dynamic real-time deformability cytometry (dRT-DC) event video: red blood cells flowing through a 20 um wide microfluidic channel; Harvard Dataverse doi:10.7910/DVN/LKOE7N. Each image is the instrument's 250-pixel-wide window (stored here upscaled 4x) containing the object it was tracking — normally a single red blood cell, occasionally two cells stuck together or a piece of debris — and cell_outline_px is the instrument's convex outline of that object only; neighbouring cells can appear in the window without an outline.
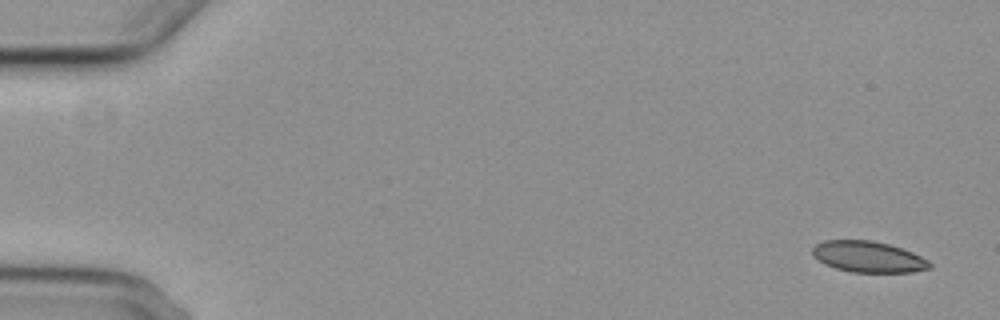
{"species": "common noctule bat (a hibernating species)", "species_latin": "Nyctalus noctula", "temperature_condition": "cold", "stored_images_in_passage": 5, "camera_frame_rate_fps": 3000, "um_per_image_px": 0.085, "animal": {"sex": "female", "body_mass_g": 29.2, "forearm_length_mm": 56.3}, "frame": {"image": 1, "passage_image": 1, "time_ms": 0.0, "image_size_px": [1000, 320], "cell_outline_px": [[932, 268], [912, 272], [852, 272], [836, 268], [824, 264], [812, 256], [812, 248], [816, 244], [824, 240], [872, 240], [888, 244], [912, 252], [928, 260], [932, 264]], "centroid_in_image_um": [73.78, 21.83], "position_along_channel_um": 11.2, "area_um2": 21.27}}
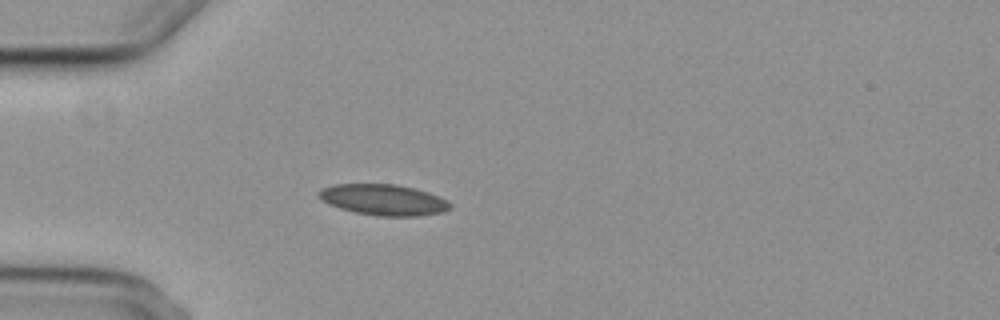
{"frame": {"image": 2, "passage_image": 4, "time_ms": 4.667, "image_size_px": [1000, 320], "cell_outline_px": [[452, 208], [440, 212], [420, 216], [376, 216], [356, 212], [340, 208], [328, 204], [320, 200], [316, 196], [316, 192], [320, 188], [332, 184], [396, 184], [428, 192], [448, 200], [452, 204]], "centroid_in_image_um": [32.54, 16.98], "position_along_channel_um": 52.5, "area_um2": 23.93}}